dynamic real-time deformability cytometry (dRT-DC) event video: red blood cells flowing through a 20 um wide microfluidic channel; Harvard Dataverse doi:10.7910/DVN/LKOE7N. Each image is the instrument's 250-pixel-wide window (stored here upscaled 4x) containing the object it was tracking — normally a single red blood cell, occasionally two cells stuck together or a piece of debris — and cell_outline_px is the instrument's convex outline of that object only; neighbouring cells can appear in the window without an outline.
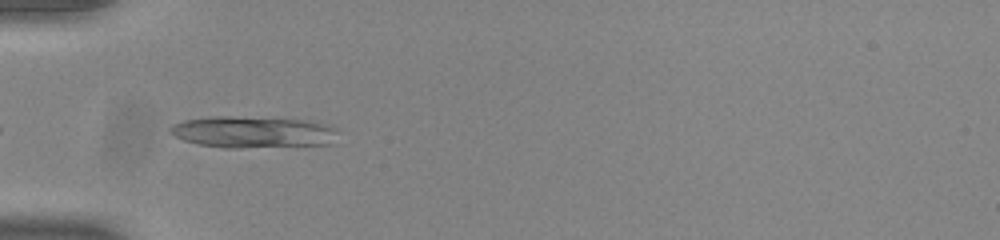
{"species": "common noctule bat (a hibernating species)", "species_latin": "Nyctalus noctula", "temperature_condition": "room temperature", "stored_images_in_passage": 6, "segment_of_instrument_passage": [1, 2], "camera_frame_rate_fps": 3000, "um_per_image_px": 0.085, "animal": {"sex": "male", "body_mass_g": 20.0, "forearm_length_mm": 53.3}, "frame": {"image": 1, "passage_image": 3, "time_ms": 0.667, "image_size_px": [1000, 240], "cell_outline_px": [[340, 132], [336, 144], [240, 148], [224, 148], [200, 144], [184, 140], [168, 132], [168, 128], [172, 124], [184, 120], [212, 116], [228, 116], [304, 120], [332, 124]], "centroid_in_image_um": [21.59, 11.23], "position_along_channel_um": 63.4, "area_um2": 31.44}}